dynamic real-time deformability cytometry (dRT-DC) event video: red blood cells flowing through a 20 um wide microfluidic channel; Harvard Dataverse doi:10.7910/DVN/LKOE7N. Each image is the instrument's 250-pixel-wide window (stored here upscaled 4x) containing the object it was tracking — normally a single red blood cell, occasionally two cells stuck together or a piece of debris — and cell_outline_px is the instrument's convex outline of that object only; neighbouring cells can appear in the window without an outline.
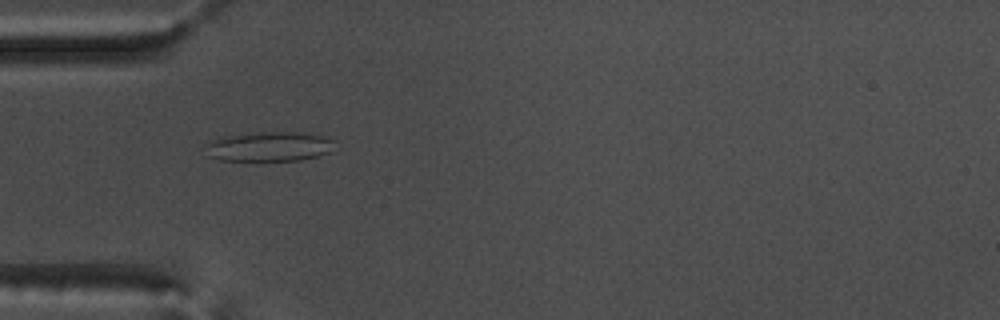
{"species": "common noctule bat (a hibernating species)", "species_latin": "Nyctalus noctula", "temperature_condition": "warm", "stored_images_in_passage": 55, "camera_frame_rate_fps": 3000, "um_per_image_px": 0.085, "animal": {"sex": "male", "body_mass_g": 17.5, "forearm_length_mm": 52.3}, "frame": {"image": 1, "passage_image": 17, "time_ms": 5.333, "image_size_px": [1000, 320], "cell_outline_px": [[336, 140], [332, 152], [300, 160], [220, 160], [204, 156], [208, 144], [212, 140], [220, 136], [260, 132], [308, 132]], "centroid_in_image_um": [22.9, 12.44], "position_along_channel_um": 62.1, "area_um2": 22.6}}
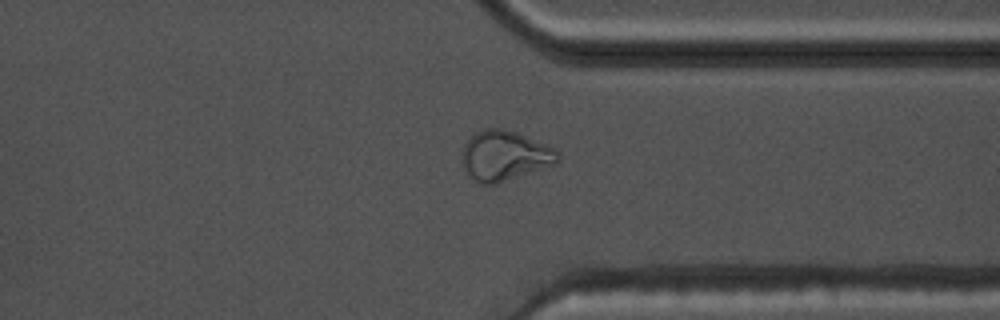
{"frame": {"image": 2, "passage_image": 42, "time_ms": 13.667, "image_size_px": [1000, 320], "cell_outline_px": [[560, 160], [552, 164], [496, 184], [484, 184], [476, 180], [464, 168], [464, 144], [476, 132], [484, 128], [500, 128], [516, 132], [556, 148], [560, 152]], "centroid_in_image_um": [42.93, 13.2], "position_along_channel_um": 368.5, "area_um2": 27.22}}
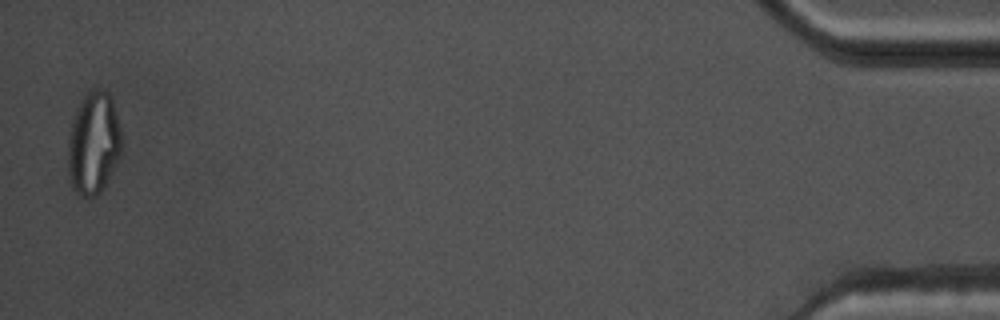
{"frame": {"image": 3, "passage_image": 54, "time_ms": 17.667, "image_size_px": [1000, 320], "cell_outline_px": [[120, 156], [100, 192], [96, 196], [88, 200], [76, 192], [72, 188], [68, 180], [68, 136], [72, 120], [84, 96], [88, 92], [96, 88], [104, 88], [108, 92], [112, 100], [120, 128]], "centroid_in_image_um": [7.92, 12.21], "position_along_channel_um": 427.3, "area_um2": 31.96}, "authors_computed_cell_mechanics": {"area_um2": 24.1604, "velocity_mm_per_s": 3.7162, "shape_relaxation_time_tau1_ms": null, "shape_relaxation_time_tau2_ms": 1.7444, "deformation_change_tau1": null, "deformation_change_tau2": 0.094}}